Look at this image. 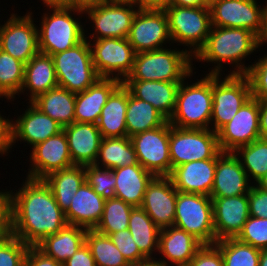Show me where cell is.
Wrapping results in <instances>:
<instances>
[{
    "instance_id": "obj_36",
    "label": "cell",
    "mask_w": 267,
    "mask_h": 266,
    "mask_svg": "<svg viewBox=\"0 0 267 266\" xmlns=\"http://www.w3.org/2000/svg\"><path fill=\"white\" fill-rule=\"evenodd\" d=\"M100 163L103 166L102 168L112 170L118 167L138 164L137 155L130 137L102 138L94 166L99 167Z\"/></svg>"
},
{
    "instance_id": "obj_16",
    "label": "cell",
    "mask_w": 267,
    "mask_h": 266,
    "mask_svg": "<svg viewBox=\"0 0 267 266\" xmlns=\"http://www.w3.org/2000/svg\"><path fill=\"white\" fill-rule=\"evenodd\" d=\"M127 39L136 53L163 49V43L172 42L166 12L138 9Z\"/></svg>"
},
{
    "instance_id": "obj_9",
    "label": "cell",
    "mask_w": 267,
    "mask_h": 266,
    "mask_svg": "<svg viewBox=\"0 0 267 266\" xmlns=\"http://www.w3.org/2000/svg\"><path fill=\"white\" fill-rule=\"evenodd\" d=\"M170 36L173 42L190 45L189 53L194 56L205 44L211 29L209 6L180 7L170 5L165 10ZM193 50V51H192Z\"/></svg>"
},
{
    "instance_id": "obj_38",
    "label": "cell",
    "mask_w": 267,
    "mask_h": 266,
    "mask_svg": "<svg viewBox=\"0 0 267 266\" xmlns=\"http://www.w3.org/2000/svg\"><path fill=\"white\" fill-rule=\"evenodd\" d=\"M221 252L224 266H259L261 250L237 238H225L214 244Z\"/></svg>"
},
{
    "instance_id": "obj_58",
    "label": "cell",
    "mask_w": 267,
    "mask_h": 266,
    "mask_svg": "<svg viewBox=\"0 0 267 266\" xmlns=\"http://www.w3.org/2000/svg\"><path fill=\"white\" fill-rule=\"evenodd\" d=\"M155 259V260H154ZM157 258H153V259H146L140 262H132V263H128L126 266H161L157 260Z\"/></svg>"
},
{
    "instance_id": "obj_8",
    "label": "cell",
    "mask_w": 267,
    "mask_h": 266,
    "mask_svg": "<svg viewBox=\"0 0 267 266\" xmlns=\"http://www.w3.org/2000/svg\"><path fill=\"white\" fill-rule=\"evenodd\" d=\"M169 151L172 169L179 165L217 158L222 152L211 129L178 128L170 124Z\"/></svg>"
},
{
    "instance_id": "obj_37",
    "label": "cell",
    "mask_w": 267,
    "mask_h": 266,
    "mask_svg": "<svg viewBox=\"0 0 267 266\" xmlns=\"http://www.w3.org/2000/svg\"><path fill=\"white\" fill-rule=\"evenodd\" d=\"M128 229L140 252L147 259H153V251L156 250L158 252L159 233L161 229L141 207H134L132 209Z\"/></svg>"
},
{
    "instance_id": "obj_18",
    "label": "cell",
    "mask_w": 267,
    "mask_h": 266,
    "mask_svg": "<svg viewBox=\"0 0 267 266\" xmlns=\"http://www.w3.org/2000/svg\"><path fill=\"white\" fill-rule=\"evenodd\" d=\"M30 160L27 177L32 179H44L52 172L74 166L64 131L32 147Z\"/></svg>"
},
{
    "instance_id": "obj_22",
    "label": "cell",
    "mask_w": 267,
    "mask_h": 266,
    "mask_svg": "<svg viewBox=\"0 0 267 266\" xmlns=\"http://www.w3.org/2000/svg\"><path fill=\"white\" fill-rule=\"evenodd\" d=\"M216 162L217 158L188 162L174 167L168 177L179 192L210 196Z\"/></svg>"
},
{
    "instance_id": "obj_7",
    "label": "cell",
    "mask_w": 267,
    "mask_h": 266,
    "mask_svg": "<svg viewBox=\"0 0 267 266\" xmlns=\"http://www.w3.org/2000/svg\"><path fill=\"white\" fill-rule=\"evenodd\" d=\"M174 226L193 235L203 245L216 243L210 196L177 192Z\"/></svg>"
},
{
    "instance_id": "obj_57",
    "label": "cell",
    "mask_w": 267,
    "mask_h": 266,
    "mask_svg": "<svg viewBox=\"0 0 267 266\" xmlns=\"http://www.w3.org/2000/svg\"><path fill=\"white\" fill-rule=\"evenodd\" d=\"M104 0H70V7H77L84 9L89 6L97 5Z\"/></svg>"
},
{
    "instance_id": "obj_1",
    "label": "cell",
    "mask_w": 267,
    "mask_h": 266,
    "mask_svg": "<svg viewBox=\"0 0 267 266\" xmlns=\"http://www.w3.org/2000/svg\"><path fill=\"white\" fill-rule=\"evenodd\" d=\"M18 190L10 192L11 234L25 244L36 246L68 224L44 179L27 177Z\"/></svg>"
},
{
    "instance_id": "obj_6",
    "label": "cell",
    "mask_w": 267,
    "mask_h": 266,
    "mask_svg": "<svg viewBox=\"0 0 267 266\" xmlns=\"http://www.w3.org/2000/svg\"><path fill=\"white\" fill-rule=\"evenodd\" d=\"M86 38L85 35V39L73 48L51 55L58 86L75 94L88 89L100 78Z\"/></svg>"
},
{
    "instance_id": "obj_60",
    "label": "cell",
    "mask_w": 267,
    "mask_h": 266,
    "mask_svg": "<svg viewBox=\"0 0 267 266\" xmlns=\"http://www.w3.org/2000/svg\"><path fill=\"white\" fill-rule=\"evenodd\" d=\"M264 42L267 43V11L265 14L263 34L259 38V46H262Z\"/></svg>"
},
{
    "instance_id": "obj_45",
    "label": "cell",
    "mask_w": 267,
    "mask_h": 266,
    "mask_svg": "<svg viewBox=\"0 0 267 266\" xmlns=\"http://www.w3.org/2000/svg\"><path fill=\"white\" fill-rule=\"evenodd\" d=\"M236 238L260 250L267 249V218L250 216Z\"/></svg>"
},
{
    "instance_id": "obj_27",
    "label": "cell",
    "mask_w": 267,
    "mask_h": 266,
    "mask_svg": "<svg viewBox=\"0 0 267 266\" xmlns=\"http://www.w3.org/2000/svg\"><path fill=\"white\" fill-rule=\"evenodd\" d=\"M105 201L85 181L72 197L71 205L65 212L67 223L94 230L101 220Z\"/></svg>"
},
{
    "instance_id": "obj_50",
    "label": "cell",
    "mask_w": 267,
    "mask_h": 266,
    "mask_svg": "<svg viewBox=\"0 0 267 266\" xmlns=\"http://www.w3.org/2000/svg\"><path fill=\"white\" fill-rule=\"evenodd\" d=\"M11 234L10 191H0V239Z\"/></svg>"
},
{
    "instance_id": "obj_20",
    "label": "cell",
    "mask_w": 267,
    "mask_h": 266,
    "mask_svg": "<svg viewBox=\"0 0 267 266\" xmlns=\"http://www.w3.org/2000/svg\"><path fill=\"white\" fill-rule=\"evenodd\" d=\"M211 199L216 241L236 238L250 217L248 194Z\"/></svg>"
},
{
    "instance_id": "obj_62",
    "label": "cell",
    "mask_w": 267,
    "mask_h": 266,
    "mask_svg": "<svg viewBox=\"0 0 267 266\" xmlns=\"http://www.w3.org/2000/svg\"><path fill=\"white\" fill-rule=\"evenodd\" d=\"M259 266H267V249L261 250Z\"/></svg>"
},
{
    "instance_id": "obj_29",
    "label": "cell",
    "mask_w": 267,
    "mask_h": 266,
    "mask_svg": "<svg viewBox=\"0 0 267 266\" xmlns=\"http://www.w3.org/2000/svg\"><path fill=\"white\" fill-rule=\"evenodd\" d=\"M116 178L115 197L133 207H141L147 185L155 177L139 163L112 170Z\"/></svg>"
},
{
    "instance_id": "obj_39",
    "label": "cell",
    "mask_w": 267,
    "mask_h": 266,
    "mask_svg": "<svg viewBox=\"0 0 267 266\" xmlns=\"http://www.w3.org/2000/svg\"><path fill=\"white\" fill-rule=\"evenodd\" d=\"M25 63L0 49V97L11 100L24 82Z\"/></svg>"
},
{
    "instance_id": "obj_30",
    "label": "cell",
    "mask_w": 267,
    "mask_h": 266,
    "mask_svg": "<svg viewBox=\"0 0 267 266\" xmlns=\"http://www.w3.org/2000/svg\"><path fill=\"white\" fill-rule=\"evenodd\" d=\"M128 88L121 83L109 96L96 123L102 138L126 137Z\"/></svg>"
},
{
    "instance_id": "obj_49",
    "label": "cell",
    "mask_w": 267,
    "mask_h": 266,
    "mask_svg": "<svg viewBox=\"0 0 267 266\" xmlns=\"http://www.w3.org/2000/svg\"><path fill=\"white\" fill-rule=\"evenodd\" d=\"M249 214L256 218H267V192L251 186L248 192Z\"/></svg>"
},
{
    "instance_id": "obj_48",
    "label": "cell",
    "mask_w": 267,
    "mask_h": 266,
    "mask_svg": "<svg viewBox=\"0 0 267 266\" xmlns=\"http://www.w3.org/2000/svg\"><path fill=\"white\" fill-rule=\"evenodd\" d=\"M188 266H224L220 250L213 245H203Z\"/></svg>"
},
{
    "instance_id": "obj_10",
    "label": "cell",
    "mask_w": 267,
    "mask_h": 266,
    "mask_svg": "<svg viewBox=\"0 0 267 266\" xmlns=\"http://www.w3.org/2000/svg\"><path fill=\"white\" fill-rule=\"evenodd\" d=\"M220 75L212 74V113L213 132H218L230 122L239 109L251 97V85L246 75L228 74L221 81Z\"/></svg>"
},
{
    "instance_id": "obj_42",
    "label": "cell",
    "mask_w": 267,
    "mask_h": 266,
    "mask_svg": "<svg viewBox=\"0 0 267 266\" xmlns=\"http://www.w3.org/2000/svg\"><path fill=\"white\" fill-rule=\"evenodd\" d=\"M234 153L239 156L248 179L252 176L254 181L257 182L267 173V139H256L250 144L238 147Z\"/></svg>"
},
{
    "instance_id": "obj_28",
    "label": "cell",
    "mask_w": 267,
    "mask_h": 266,
    "mask_svg": "<svg viewBox=\"0 0 267 266\" xmlns=\"http://www.w3.org/2000/svg\"><path fill=\"white\" fill-rule=\"evenodd\" d=\"M122 83L134 97L152 104L168 120L170 119L181 82L124 80Z\"/></svg>"
},
{
    "instance_id": "obj_59",
    "label": "cell",
    "mask_w": 267,
    "mask_h": 266,
    "mask_svg": "<svg viewBox=\"0 0 267 266\" xmlns=\"http://www.w3.org/2000/svg\"><path fill=\"white\" fill-rule=\"evenodd\" d=\"M46 6L65 5L70 6V0H42Z\"/></svg>"
},
{
    "instance_id": "obj_2",
    "label": "cell",
    "mask_w": 267,
    "mask_h": 266,
    "mask_svg": "<svg viewBox=\"0 0 267 266\" xmlns=\"http://www.w3.org/2000/svg\"><path fill=\"white\" fill-rule=\"evenodd\" d=\"M259 47V38L250 30L211 26L205 44L193 58L216 63L217 66L209 74L219 75L222 71L221 63L227 62L236 65V71L233 70L230 75H245L248 67L241 61Z\"/></svg>"
},
{
    "instance_id": "obj_63",
    "label": "cell",
    "mask_w": 267,
    "mask_h": 266,
    "mask_svg": "<svg viewBox=\"0 0 267 266\" xmlns=\"http://www.w3.org/2000/svg\"><path fill=\"white\" fill-rule=\"evenodd\" d=\"M121 2V3H133L135 5V0H104V2Z\"/></svg>"
},
{
    "instance_id": "obj_24",
    "label": "cell",
    "mask_w": 267,
    "mask_h": 266,
    "mask_svg": "<svg viewBox=\"0 0 267 266\" xmlns=\"http://www.w3.org/2000/svg\"><path fill=\"white\" fill-rule=\"evenodd\" d=\"M203 244L193 235L175 226L167 227L160 230L158 252L162 254L164 259L157 262L161 266L171 265L188 266L191 259Z\"/></svg>"
},
{
    "instance_id": "obj_19",
    "label": "cell",
    "mask_w": 267,
    "mask_h": 266,
    "mask_svg": "<svg viewBox=\"0 0 267 266\" xmlns=\"http://www.w3.org/2000/svg\"><path fill=\"white\" fill-rule=\"evenodd\" d=\"M177 192L168 176H155L147 185L141 208L160 229L174 226Z\"/></svg>"
},
{
    "instance_id": "obj_14",
    "label": "cell",
    "mask_w": 267,
    "mask_h": 266,
    "mask_svg": "<svg viewBox=\"0 0 267 266\" xmlns=\"http://www.w3.org/2000/svg\"><path fill=\"white\" fill-rule=\"evenodd\" d=\"M16 15L11 14L0 25V49L26 64L40 52L38 28L30 12L22 17Z\"/></svg>"
},
{
    "instance_id": "obj_53",
    "label": "cell",
    "mask_w": 267,
    "mask_h": 266,
    "mask_svg": "<svg viewBox=\"0 0 267 266\" xmlns=\"http://www.w3.org/2000/svg\"><path fill=\"white\" fill-rule=\"evenodd\" d=\"M12 121L5 119L0 114V154L8 153L12 143Z\"/></svg>"
},
{
    "instance_id": "obj_43",
    "label": "cell",
    "mask_w": 267,
    "mask_h": 266,
    "mask_svg": "<svg viewBox=\"0 0 267 266\" xmlns=\"http://www.w3.org/2000/svg\"><path fill=\"white\" fill-rule=\"evenodd\" d=\"M86 182L103 199L115 198L116 178L112 169L101 166H85Z\"/></svg>"
},
{
    "instance_id": "obj_13",
    "label": "cell",
    "mask_w": 267,
    "mask_h": 266,
    "mask_svg": "<svg viewBox=\"0 0 267 266\" xmlns=\"http://www.w3.org/2000/svg\"><path fill=\"white\" fill-rule=\"evenodd\" d=\"M170 123L130 137L138 163L154 176H169L172 164L169 151Z\"/></svg>"
},
{
    "instance_id": "obj_31",
    "label": "cell",
    "mask_w": 267,
    "mask_h": 266,
    "mask_svg": "<svg viewBox=\"0 0 267 266\" xmlns=\"http://www.w3.org/2000/svg\"><path fill=\"white\" fill-rule=\"evenodd\" d=\"M58 87L54 62L51 55L39 52L25 64L24 82L21 92L30 91L32 102L39 95Z\"/></svg>"
},
{
    "instance_id": "obj_34",
    "label": "cell",
    "mask_w": 267,
    "mask_h": 266,
    "mask_svg": "<svg viewBox=\"0 0 267 266\" xmlns=\"http://www.w3.org/2000/svg\"><path fill=\"white\" fill-rule=\"evenodd\" d=\"M44 181L50 186L57 204L65 213L71 205L72 197L86 181L85 166L74 165L52 172Z\"/></svg>"
},
{
    "instance_id": "obj_26",
    "label": "cell",
    "mask_w": 267,
    "mask_h": 266,
    "mask_svg": "<svg viewBox=\"0 0 267 266\" xmlns=\"http://www.w3.org/2000/svg\"><path fill=\"white\" fill-rule=\"evenodd\" d=\"M122 83L121 80L100 77L83 92L76 94L75 122L96 124L111 93Z\"/></svg>"
},
{
    "instance_id": "obj_54",
    "label": "cell",
    "mask_w": 267,
    "mask_h": 266,
    "mask_svg": "<svg viewBox=\"0 0 267 266\" xmlns=\"http://www.w3.org/2000/svg\"><path fill=\"white\" fill-rule=\"evenodd\" d=\"M171 0H135L139 10H165Z\"/></svg>"
},
{
    "instance_id": "obj_21",
    "label": "cell",
    "mask_w": 267,
    "mask_h": 266,
    "mask_svg": "<svg viewBox=\"0 0 267 266\" xmlns=\"http://www.w3.org/2000/svg\"><path fill=\"white\" fill-rule=\"evenodd\" d=\"M239 157L234 152H221L217 157L211 198L248 194L251 185Z\"/></svg>"
},
{
    "instance_id": "obj_51",
    "label": "cell",
    "mask_w": 267,
    "mask_h": 266,
    "mask_svg": "<svg viewBox=\"0 0 267 266\" xmlns=\"http://www.w3.org/2000/svg\"><path fill=\"white\" fill-rule=\"evenodd\" d=\"M24 266H63V264L46 256L36 246H30L26 252Z\"/></svg>"
},
{
    "instance_id": "obj_46",
    "label": "cell",
    "mask_w": 267,
    "mask_h": 266,
    "mask_svg": "<svg viewBox=\"0 0 267 266\" xmlns=\"http://www.w3.org/2000/svg\"><path fill=\"white\" fill-rule=\"evenodd\" d=\"M245 75L249 79L252 96L258 101L267 100V55L260 57L256 64L248 65Z\"/></svg>"
},
{
    "instance_id": "obj_44",
    "label": "cell",
    "mask_w": 267,
    "mask_h": 266,
    "mask_svg": "<svg viewBox=\"0 0 267 266\" xmlns=\"http://www.w3.org/2000/svg\"><path fill=\"white\" fill-rule=\"evenodd\" d=\"M29 247L12 234L0 239V266H24Z\"/></svg>"
},
{
    "instance_id": "obj_64",
    "label": "cell",
    "mask_w": 267,
    "mask_h": 266,
    "mask_svg": "<svg viewBox=\"0 0 267 266\" xmlns=\"http://www.w3.org/2000/svg\"><path fill=\"white\" fill-rule=\"evenodd\" d=\"M208 6H210L212 3H214L217 0H203Z\"/></svg>"
},
{
    "instance_id": "obj_55",
    "label": "cell",
    "mask_w": 267,
    "mask_h": 266,
    "mask_svg": "<svg viewBox=\"0 0 267 266\" xmlns=\"http://www.w3.org/2000/svg\"><path fill=\"white\" fill-rule=\"evenodd\" d=\"M260 138L267 139V100L259 101Z\"/></svg>"
},
{
    "instance_id": "obj_5",
    "label": "cell",
    "mask_w": 267,
    "mask_h": 266,
    "mask_svg": "<svg viewBox=\"0 0 267 266\" xmlns=\"http://www.w3.org/2000/svg\"><path fill=\"white\" fill-rule=\"evenodd\" d=\"M212 104V74L187 86L183 80L168 122L178 128L210 129Z\"/></svg>"
},
{
    "instance_id": "obj_12",
    "label": "cell",
    "mask_w": 267,
    "mask_h": 266,
    "mask_svg": "<svg viewBox=\"0 0 267 266\" xmlns=\"http://www.w3.org/2000/svg\"><path fill=\"white\" fill-rule=\"evenodd\" d=\"M94 42L91 44L90 41V47L93 64L98 75L104 78H113L115 74L114 77L123 82L131 73L136 56L128 39L103 38L96 39Z\"/></svg>"
},
{
    "instance_id": "obj_17",
    "label": "cell",
    "mask_w": 267,
    "mask_h": 266,
    "mask_svg": "<svg viewBox=\"0 0 267 266\" xmlns=\"http://www.w3.org/2000/svg\"><path fill=\"white\" fill-rule=\"evenodd\" d=\"M217 135L222 152H234L238 147L259 139V101L252 96Z\"/></svg>"
},
{
    "instance_id": "obj_25",
    "label": "cell",
    "mask_w": 267,
    "mask_h": 266,
    "mask_svg": "<svg viewBox=\"0 0 267 266\" xmlns=\"http://www.w3.org/2000/svg\"><path fill=\"white\" fill-rule=\"evenodd\" d=\"M73 165H94L102 140L96 124L74 122L63 128Z\"/></svg>"
},
{
    "instance_id": "obj_32",
    "label": "cell",
    "mask_w": 267,
    "mask_h": 266,
    "mask_svg": "<svg viewBox=\"0 0 267 266\" xmlns=\"http://www.w3.org/2000/svg\"><path fill=\"white\" fill-rule=\"evenodd\" d=\"M87 229L67 224L58 233L45 237L36 247L46 256L64 264L85 243Z\"/></svg>"
},
{
    "instance_id": "obj_40",
    "label": "cell",
    "mask_w": 267,
    "mask_h": 266,
    "mask_svg": "<svg viewBox=\"0 0 267 266\" xmlns=\"http://www.w3.org/2000/svg\"><path fill=\"white\" fill-rule=\"evenodd\" d=\"M85 242L90 248L96 266H126L128 264L109 236L95 230H87Z\"/></svg>"
},
{
    "instance_id": "obj_4",
    "label": "cell",
    "mask_w": 267,
    "mask_h": 266,
    "mask_svg": "<svg viewBox=\"0 0 267 266\" xmlns=\"http://www.w3.org/2000/svg\"><path fill=\"white\" fill-rule=\"evenodd\" d=\"M46 7L53 10V13H44L41 28L38 29L41 53L54 55L73 48L85 39V30L81 22L79 23L71 14L72 11L74 14H83V9L65 5Z\"/></svg>"
},
{
    "instance_id": "obj_52",
    "label": "cell",
    "mask_w": 267,
    "mask_h": 266,
    "mask_svg": "<svg viewBox=\"0 0 267 266\" xmlns=\"http://www.w3.org/2000/svg\"><path fill=\"white\" fill-rule=\"evenodd\" d=\"M63 266H96L89 246L86 242L76 251V253L67 259Z\"/></svg>"
},
{
    "instance_id": "obj_15",
    "label": "cell",
    "mask_w": 267,
    "mask_h": 266,
    "mask_svg": "<svg viewBox=\"0 0 267 266\" xmlns=\"http://www.w3.org/2000/svg\"><path fill=\"white\" fill-rule=\"evenodd\" d=\"M133 6L137 7L133 3L105 1L84 8V14H88L96 29L91 35V41L103 38H127L133 18L138 11L134 10Z\"/></svg>"
},
{
    "instance_id": "obj_3",
    "label": "cell",
    "mask_w": 267,
    "mask_h": 266,
    "mask_svg": "<svg viewBox=\"0 0 267 266\" xmlns=\"http://www.w3.org/2000/svg\"><path fill=\"white\" fill-rule=\"evenodd\" d=\"M192 57L186 49L136 53L133 69L125 80L182 82L193 74Z\"/></svg>"
},
{
    "instance_id": "obj_33",
    "label": "cell",
    "mask_w": 267,
    "mask_h": 266,
    "mask_svg": "<svg viewBox=\"0 0 267 266\" xmlns=\"http://www.w3.org/2000/svg\"><path fill=\"white\" fill-rule=\"evenodd\" d=\"M76 94L56 87L39 95L32 103L63 128L75 122Z\"/></svg>"
},
{
    "instance_id": "obj_35",
    "label": "cell",
    "mask_w": 267,
    "mask_h": 266,
    "mask_svg": "<svg viewBox=\"0 0 267 266\" xmlns=\"http://www.w3.org/2000/svg\"><path fill=\"white\" fill-rule=\"evenodd\" d=\"M168 119L152 104L134 97L128 90L126 108L127 136L149 131L164 125Z\"/></svg>"
},
{
    "instance_id": "obj_11",
    "label": "cell",
    "mask_w": 267,
    "mask_h": 266,
    "mask_svg": "<svg viewBox=\"0 0 267 266\" xmlns=\"http://www.w3.org/2000/svg\"><path fill=\"white\" fill-rule=\"evenodd\" d=\"M259 6L256 0H217L209 6L211 26L244 28L260 38L267 4L263 8Z\"/></svg>"
},
{
    "instance_id": "obj_41",
    "label": "cell",
    "mask_w": 267,
    "mask_h": 266,
    "mask_svg": "<svg viewBox=\"0 0 267 266\" xmlns=\"http://www.w3.org/2000/svg\"><path fill=\"white\" fill-rule=\"evenodd\" d=\"M133 208V206L119 198L107 199L101 220L94 230L108 236L112 233L128 229L129 218Z\"/></svg>"
},
{
    "instance_id": "obj_56",
    "label": "cell",
    "mask_w": 267,
    "mask_h": 266,
    "mask_svg": "<svg viewBox=\"0 0 267 266\" xmlns=\"http://www.w3.org/2000/svg\"><path fill=\"white\" fill-rule=\"evenodd\" d=\"M170 5H176L180 7L208 6L203 0H171Z\"/></svg>"
},
{
    "instance_id": "obj_47",
    "label": "cell",
    "mask_w": 267,
    "mask_h": 266,
    "mask_svg": "<svg viewBox=\"0 0 267 266\" xmlns=\"http://www.w3.org/2000/svg\"><path fill=\"white\" fill-rule=\"evenodd\" d=\"M108 236L128 263L140 262L147 259L138 249L129 229L121 230Z\"/></svg>"
},
{
    "instance_id": "obj_23",
    "label": "cell",
    "mask_w": 267,
    "mask_h": 266,
    "mask_svg": "<svg viewBox=\"0 0 267 266\" xmlns=\"http://www.w3.org/2000/svg\"><path fill=\"white\" fill-rule=\"evenodd\" d=\"M29 108L12 122V143L18 139L34 147L36 144L46 141L63 131V127L51 117L43 113L32 102Z\"/></svg>"
},
{
    "instance_id": "obj_61",
    "label": "cell",
    "mask_w": 267,
    "mask_h": 266,
    "mask_svg": "<svg viewBox=\"0 0 267 266\" xmlns=\"http://www.w3.org/2000/svg\"><path fill=\"white\" fill-rule=\"evenodd\" d=\"M255 184L258 188L267 192V173L263 177H261Z\"/></svg>"
}]
</instances>
